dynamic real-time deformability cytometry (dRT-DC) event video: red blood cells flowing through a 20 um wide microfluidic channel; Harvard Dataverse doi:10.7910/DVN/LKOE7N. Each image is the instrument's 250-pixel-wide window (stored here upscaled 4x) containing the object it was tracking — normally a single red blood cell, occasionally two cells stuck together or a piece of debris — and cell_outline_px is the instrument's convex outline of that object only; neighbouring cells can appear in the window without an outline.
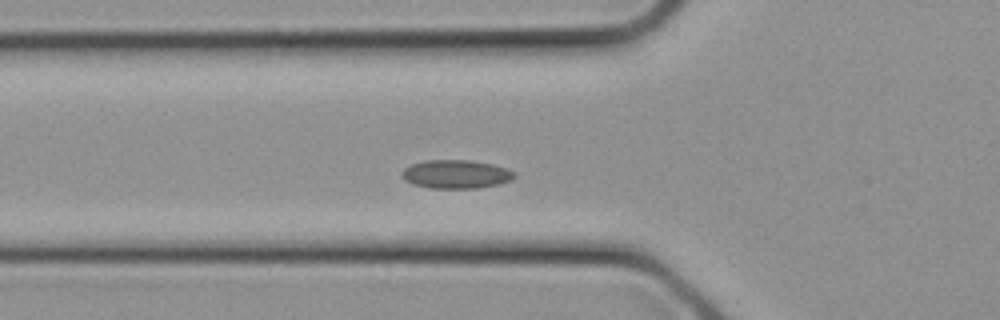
{"species": "common noctule bat (a hibernating species)", "species_latin": "Nyctalus noctula", "temperature_condition": "cold", "stored_images_in_passage": 21, "camera_frame_rate_fps": 3000, "um_per_image_px": 0.085, "animal": {"sex": "female", "body_mass_g": 21.9}, "frame": {"image": 1, "passage_image": 2, "time_ms": 0.333, "image_size_px": [1000, 320], "cell_outline_px": [[516, 176], [512, 180], [496, 184], [476, 188], [428, 188], [412, 184], [404, 180], [400, 176], [400, 172], [404, 168], [412, 164], [424, 160], [472, 160], [492, 164], [508, 168], [516, 172]], "centroid_in_image_um": [38.74, 14.8], "position_along_channel_um": 87.1, "area_um2": 18.96}}
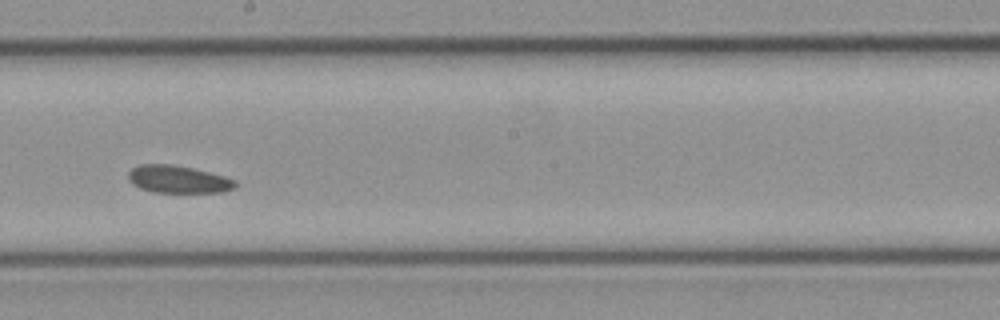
{"frame": {"image": 2, "passage_image": 8, "time_ms": 2.333, "image_size_px": [1000, 320], "cell_outline_px": [[236, 188], [220, 192], [152, 192], [140, 188], [132, 184], [128, 180], [128, 172], [132, 168], [140, 164], [172, 164], [192, 168], [224, 176], [236, 180]], "centroid_in_image_um": [15.12, 15.24], "position_along_channel_um": 233.1, "area_um2": 17.17}}
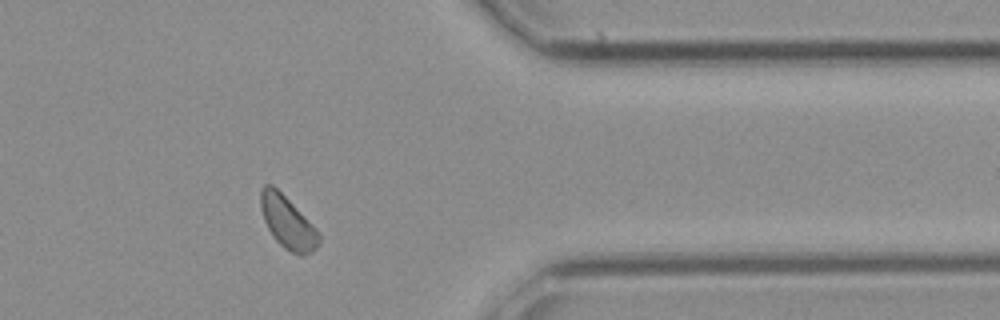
{"frame": {"image": 3, "passage_image": 15, "time_ms": 4.667, "image_size_px": [1000, 320], "cell_outline_px": [[320, 244], [312, 252], [300, 256], [284, 248], [272, 236], [264, 220], [260, 208], [260, 188], [264, 184], [272, 184], [320, 232]], "centroid_in_image_um": [24.44, 18.91], "position_along_channel_um": 387.0, "area_um2": 17.69}}